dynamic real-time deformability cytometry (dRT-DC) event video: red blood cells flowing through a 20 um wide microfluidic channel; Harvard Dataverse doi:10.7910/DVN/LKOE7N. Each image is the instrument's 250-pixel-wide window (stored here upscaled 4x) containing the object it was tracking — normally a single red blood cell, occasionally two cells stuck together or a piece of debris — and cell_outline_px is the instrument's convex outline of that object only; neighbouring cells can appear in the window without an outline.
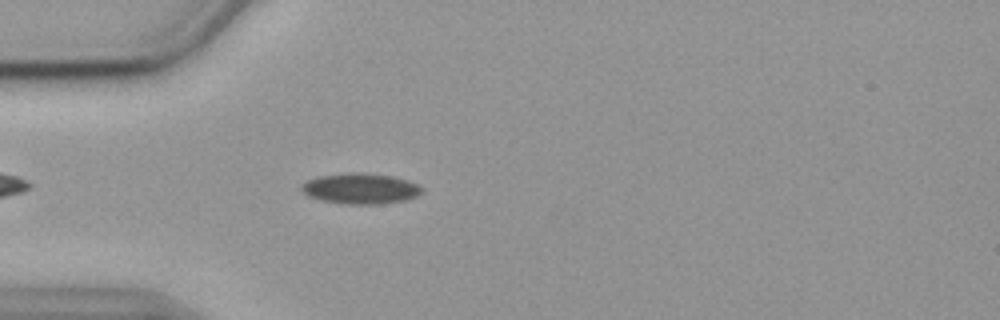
{"species": "common noctule bat (a hibernating species)", "species_latin": "Nyctalus noctula", "temperature_condition": "cold", "stored_images_in_passage": 46, "camera_frame_rate_fps": 3000, "um_per_image_px": 0.085, "animal": {"sex": "female", "body_mass_g": 19.9}, "frame": {"image": 1, "passage_image": 6, "time_ms": 1.667, "image_size_px": [1000, 320], "cell_outline_px": [[424, 192], [416, 196], [404, 200], [380, 204], [348, 204], [320, 200], [308, 196], [300, 192], [300, 184], [308, 180], [320, 176], [352, 172], [392, 176], [408, 180], [424, 188]], "centroid_in_image_um": [30.62, 16.03], "position_along_channel_um": 54.4, "area_um2": 21.5}}
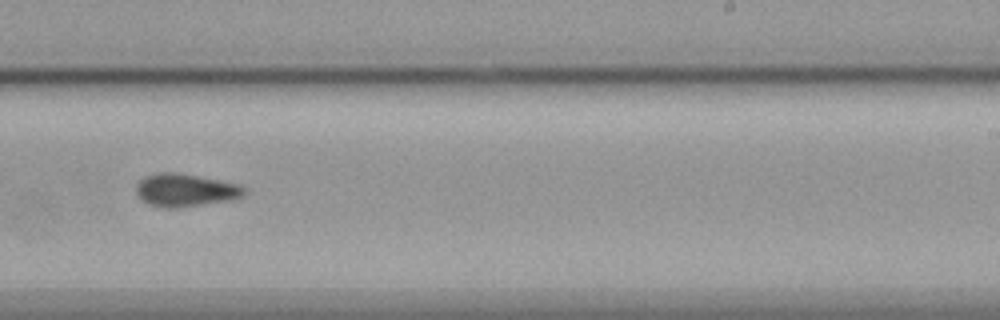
{"frame": {"image": 2, "passage_image": 25, "time_ms": 8.0, "image_size_px": [1000, 320], "cell_outline_px": [[244, 192], [240, 196], [232, 200], [176, 208], [164, 208], [148, 204], [136, 192], [136, 184], [144, 176], [156, 172], [176, 172], [240, 184], [244, 188]], "centroid_in_image_um": [15.72, 16.15], "position_along_channel_um": 273.3, "area_um2": 20.58}}
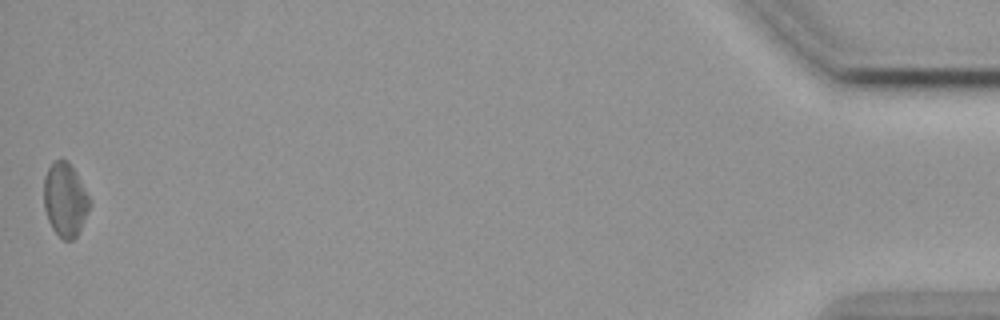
{"frame": {"image": 3, "passage_image": 46, "time_ms": 15.0, "image_size_px": [1000, 320], "cell_outline_px": [[88, 208], [80, 228], [76, 236], [72, 240], [64, 240], [52, 228], [48, 220], [44, 208], [44, 176], [48, 168], [56, 160], [64, 160], [76, 172], [88, 196]], "centroid_in_image_um": [5.49, 16.98], "position_along_channel_um": 429.7, "area_um2": 18.96}, "authors_computed_cell_mechanics": {"area_um2": 20.1433, "velocity_mm_per_s": 3.5721, "shape_relaxation_time_tau1_ms": 3.9343, "shape_relaxation_time_tau2_ms": null, "deformation_change_tau1": 0.0734, "deformation_change_tau2": null}}